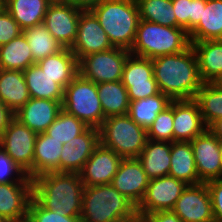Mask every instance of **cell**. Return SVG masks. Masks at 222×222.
<instances>
[{
    "instance_id": "6da1fadb",
    "label": "cell",
    "mask_w": 222,
    "mask_h": 222,
    "mask_svg": "<svg viewBox=\"0 0 222 222\" xmlns=\"http://www.w3.org/2000/svg\"><path fill=\"white\" fill-rule=\"evenodd\" d=\"M152 63L159 91L171 100L194 99L203 85L192 46L180 53L156 57Z\"/></svg>"
},
{
    "instance_id": "7a4b0ae2",
    "label": "cell",
    "mask_w": 222,
    "mask_h": 222,
    "mask_svg": "<svg viewBox=\"0 0 222 222\" xmlns=\"http://www.w3.org/2000/svg\"><path fill=\"white\" fill-rule=\"evenodd\" d=\"M84 184L76 172H49L33 179V198L45 209L80 217Z\"/></svg>"
},
{
    "instance_id": "3957f363",
    "label": "cell",
    "mask_w": 222,
    "mask_h": 222,
    "mask_svg": "<svg viewBox=\"0 0 222 222\" xmlns=\"http://www.w3.org/2000/svg\"><path fill=\"white\" fill-rule=\"evenodd\" d=\"M81 222H139L136 206L111 184L85 186Z\"/></svg>"
},
{
    "instance_id": "277c9868",
    "label": "cell",
    "mask_w": 222,
    "mask_h": 222,
    "mask_svg": "<svg viewBox=\"0 0 222 222\" xmlns=\"http://www.w3.org/2000/svg\"><path fill=\"white\" fill-rule=\"evenodd\" d=\"M113 47L132 48L140 21L136 0H104L90 10Z\"/></svg>"
},
{
    "instance_id": "5b68a950",
    "label": "cell",
    "mask_w": 222,
    "mask_h": 222,
    "mask_svg": "<svg viewBox=\"0 0 222 222\" xmlns=\"http://www.w3.org/2000/svg\"><path fill=\"white\" fill-rule=\"evenodd\" d=\"M191 46L188 32L181 27L162 26L140 19L132 55L154 59L185 51Z\"/></svg>"
},
{
    "instance_id": "8992f818",
    "label": "cell",
    "mask_w": 222,
    "mask_h": 222,
    "mask_svg": "<svg viewBox=\"0 0 222 222\" xmlns=\"http://www.w3.org/2000/svg\"><path fill=\"white\" fill-rule=\"evenodd\" d=\"M98 129L100 144L122 158H137L148 140L147 130L127 114L105 118Z\"/></svg>"
},
{
    "instance_id": "52a82bcc",
    "label": "cell",
    "mask_w": 222,
    "mask_h": 222,
    "mask_svg": "<svg viewBox=\"0 0 222 222\" xmlns=\"http://www.w3.org/2000/svg\"><path fill=\"white\" fill-rule=\"evenodd\" d=\"M62 109L83 121L88 127L99 128L105 119L97 84L79 73L64 88Z\"/></svg>"
},
{
    "instance_id": "ba28073f",
    "label": "cell",
    "mask_w": 222,
    "mask_h": 222,
    "mask_svg": "<svg viewBox=\"0 0 222 222\" xmlns=\"http://www.w3.org/2000/svg\"><path fill=\"white\" fill-rule=\"evenodd\" d=\"M130 51L120 47L91 53L78 61V73L94 83L121 81Z\"/></svg>"
},
{
    "instance_id": "9c48e42d",
    "label": "cell",
    "mask_w": 222,
    "mask_h": 222,
    "mask_svg": "<svg viewBox=\"0 0 222 222\" xmlns=\"http://www.w3.org/2000/svg\"><path fill=\"white\" fill-rule=\"evenodd\" d=\"M37 133L15 117L0 137V146L33 179V157Z\"/></svg>"
},
{
    "instance_id": "30bf717a",
    "label": "cell",
    "mask_w": 222,
    "mask_h": 222,
    "mask_svg": "<svg viewBox=\"0 0 222 222\" xmlns=\"http://www.w3.org/2000/svg\"><path fill=\"white\" fill-rule=\"evenodd\" d=\"M187 186L185 182L169 175L150 179L145 195L136 207L139 221L149 213L173 210Z\"/></svg>"
},
{
    "instance_id": "8fae6325",
    "label": "cell",
    "mask_w": 222,
    "mask_h": 222,
    "mask_svg": "<svg viewBox=\"0 0 222 222\" xmlns=\"http://www.w3.org/2000/svg\"><path fill=\"white\" fill-rule=\"evenodd\" d=\"M121 82L127 89L129 101L160 93L153 75L152 59L149 58L130 54L123 68Z\"/></svg>"
},
{
    "instance_id": "7c38bea8",
    "label": "cell",
    "mask_w": 222,
    "mask_h": 222,
    "mask_svg": "<svg viewBox=\"0 0 222 222\" xmlns=\"http://www.w3.org/2000/svg\"><path fill=\"white\" fill-rule=\"evenodd\" d=\"M199 181L207 183L222 178L220 139L208 128L190 141Z\"/></svg>"
},
{
    "instance_id": "4fadbf2b",
    "label": "cell",
    "mask_w": 222,
    "mask_h": 222,
    "mask_svg": "<svg viewBox=\"0 0 222 222\" xmlns=\"http://www.w3.org/2000/svg\"><path fill=\"white\" fill-rule=\"evenodd\" d=\"M183 222H215L206 183L188 185L172 210Z\"/></svg>"
},
{
    "instance_id": "5bb4252c",
    "label": "cell",
    "mask_w": 222,
    "mask_h": 222,
    "mask_svg": "<svg viewBox=\"0 0 222 222\" xmlns=\"http://www.w3.org/2000/svg\"><path fill=\"white\" fill-rule=\"evenodd\" d=\"M106 32L91 11H82L78 21L77 37L70 48L77 61L91 53L111 49Z\"/></svg>"
},
{
    "instance_id": "9a60e30c",
    "label": "cell",
    "mask_w": 222,
    "mask_h": 222,
    "mask_svg": "<svg viewBox=\"0 0 222 222\" xmlns=\"http://www.w3.org/2000/svg\"><path fill=\"white\" fill-rule=\"evenodd\" d=\"M82 11L72 4L48 6L43 25L63 48L72 47Z\"/></svg>"
},
{
    "instance_id": "2e32d148",
    "label": "cell",
    "mask_w": 222,
    "mask_h": 222,
    "mask_svg": "<svg viewBox=\"0 0 222 222\" xmlns=\"http://www.w3.org/2000/svg\"><path fill=\"white\" fill-rule=\"evenodd\" d=\"M149 180L138 158H123L111 185L137 207L145 195Z\"/></svg>"
},
{
    "instance_id": "e0dca14e",
    "label": "cell",
    "mask_w": 222,
    "mask_h": 222,
    "mask_svg": "<svg viewBox=\"0 0 222 222\" xmlns=\"http://www.w3.org/2000/svg\"><path fill=\"white\" fill-rule=\"evenodd\" d=\"M33 197V179L27 182L0 183V215L8 222H25Z\"/></svg>"
},
{
    "instance_id": "ac0fdd59",
    "label": "cell",
    "mask_w": 222,
    "mask_h": 222,
    "mask_svg": "<svg viewBox=\"0 0 222 222\" xmlns=\"http://www.w3.org/2000/svg\"><path fill=\"white\" fill-rule=\"evenodd\" d=\"M99 144V129L94 127H88L67 144H63L59 172L79 173Z\"/></svg>"
},
{
    "instance_id": "d6986e66",
    "label": "cell",
    "mask_w": 222,
    "mask_h": 222,
    "mask_svg": "<svg viewBox=\"0 0 222 222\" xmlns=\"http://www.w3.org/2000/svg\"><path fill=\"white\" fill-rule=\"evenodd\" d=\"M123 158L99 144L79 172L84 186L111 184Z\"/></svg>"
},
{
    "instance_id": "ffe728a7",
    "label": "cell",
    "mask_w": 222,
    "mask_h": 222,
    "mask_svg": "<svg viewBox=\"0 0 222 222\" xmlns=\"http://www.w3.org/2000/svg\"><path fill=\"white\" fill-rule=\"evenodd\" d=\"M62 102L30 98L14 117L37 134L45 132L62 110Z\"/></svg>"
},
{
    "instance_id": "44dd1931",
    "label": "cell",
    "mask_w": 222,
    "mask_h": 222,
    "mask_svg": "<svg viewBox=\"0 0 222 222\" xmlns=\"http://www.w3.org/2000/svg\"><path fill=\"white\" fill-rule=\"evenodd\" d=\"M207 129L194 100H174V141L190 142Z\"/></svg>"
},
{
    "instance_id": "7402d4cb",
    "label": "cell",
    "mask_w": 222,
    "mask_h": 222,
    "mask_svg": "<svg viewBox=\"0 0 222 222\" xmlns=\"http://www.w3.org/2000/svg\"><path fill=\"white\" fill-rule=\"evenodd\" d=\"M203 83H215L222 76V40L191 42Z\"/></svg>"
},
{
    "instance_id": "603a6c76",
    "label": "cell",
    "mask_w": 222,
    "mask_h": 222,
    "mask_svg": "<svg viewBox=\"0 0 222 222\" xmlns=\"http://www.w3.org/2000/svg\"><path fill=\"white\" fill-rule=\"evenodd\" d=\"M149 179L169 175L171 143L148 139L137 157Z\"/></svg>"
},
{
    "instance_id": "cb8c5ba5",
    "label": "cell",
    "mask_w": 222,
    "mask_h": 222,
    "mask_svg": "<svg viewBox=\"0 0 222 222\" xmlns=\"http://www.w3.org/2000/svg\"><path fill=\"white\" fill-rule=\"evenodd\" d=\"M36 64L63 89L78 74V61L70 48H63L58 53L39 60Z\"/></svg>"
},
{
    "instance_id": "d4e9b609",
    "label": "cell",
    "mask_w": 222,
    "mask_h": 222,
    "mask_svg": "<svg viewBox=\"0 0 222 222\" xmlns=\"http://www.w3.org/2000/svg\"><path fill=\"white\" fill-rule=\"evenodd\" d=\"M62 147L63 143L45 132L37 134L33 157V179L45 173L59 172Z\"/></svg>"
},
{
    "instance_id": "484cf974",
    "label": "cell",
    "mask_w": 222,
    "mask_h": 222,
    "mask_svg": "<svg viewBox=\"0 0 222 222\" xmlns=\"http://www.w3.org/2000/svg\"><path fill=\"white\" fill-rule=\"evenodd\" d=\"M22 71L0 69V100L16 113L30 99Z\"/></svg>"
},
{
    "instance_id": "4316f807",
    "label": "cell",
    "mask_w": 222,
    "mask_h": 222,
    "mask_svg": "<svg viewBox=\"0 0 222 222\" xmlns=\"http://www.w3.org/2000/svg\"><path fill=\"white\" fill-rule=\"evenodd\" d=\"M170 164L169 176L179 179L187 185L201 183L190 142L173 141L171 143Z\"/></svg>"
},
{
    "instance_id": "83f0119b",
    "label": "cell",
    "mask_w": 222,
    "mask_h": 222,
    "mask_svg": "<svg viewBox=\"0 0 222 222\" xmlns=\"http://www.w3.org/2000/svg\"><path fill=\"white\" fill-rule=\"evenodd\" d=\"M188 34L190 42L222 40V0H207L200 22Z\"/></svg>"
},
{
    "instance_id": "f1b7e54d",
    "label": "cell",
    "mask_w": 222,
    "mask_h": 222,
    "mask_svg": "<svg viewBox=\"0 0 222 222\" xmlns=\"http://www.w3.org/2000/svg\"><path fill=\"white\" fill-rule=\"evenodd\" d=\"M2 6L24 30L43 23L49 4L47 0H7Z\"/></svg>"
},
{
    "instance_id": "f546056e",
    "label": "cell",
    "mask_w": 222,
    "mask_h": 222,
    "mask_svg": "<svg viewBox=\"0 0 222 222\" xmlns=\"http://www.w3.org/2000/svg\"><path fill=\"white\" fill-rule=\"evenodd\" d=\"M22 72L31 98L63 101L64 89L46 75L36 63Z\"/></svg>"
},
{
    "instance_id": "4dcf8cb0",
    "label": "cell",
    "mask_w": 222,
    "mask_h": 222,
    "mask_svg": "<svg viewBox=\"0 0 222 222\" xmlns=\"http://www.w3.org/2000/svg\"><path fill=\"white\" fill-rule=\"evenodd\" d=\"M97 91L105 118L128 113L130 101L121 81L98 83Z\"/></svg>"
},
{
    "instance_id": "1f68e13d",
    "label": "cell",
    "mask_w": 222,
    "mask_h": 222,
    "mask_svg": "<svg viewBox=\"0 0 222 222\" xmlns=\"http://www.w3.org/2000/svg\"><path fill=\"white\" fill-rule=\"evenodd\" d=\"M35 63L27 38L23 33L0 46V69L24 71Z\"/></svg>"
},
{
    "instance_id": "d6a6232c",
    "label": "cell",
    "mask_w": 222,
    "mask_h": 222,
    "mask_svg": "<svg viewBox=\"0 0 222 222\" xmlns=\"http://www.w3.org/2000/svg\"><path fill=\"white\" fill-rule=\"evenodd\" d=\"M171 99L162 92L140 100L130 101L127 115L139 126L147 130L157 115L167 108Z\"/></svg>"
},
{
    "instance_id": "836d02e7",
    "label": "cell",
    "mask_w": 222,
    "mask_h": 222,
    "mask_svg": "<svg viewBox=\"0 0 222 222\" xmlns=\"http://www.w3.org/2000/svg\"><path fill=\"white\" fill-rule=\"evenodd\" d=\"M194 100L198 103L201 117L208 128L222 118V88L216 83H203Z\"/></svg>"
},
{
    "instance_id": "e575fe53",
    "label": "cell",
    "mask_w": 222,
    "mask_h": 222,
    "mask_svg": "<svg viewBox=\"0 0 222 222\" xmlns=\"http://www.w3.org/2000/svg\"><path fill=\"white\" fill-rule=\"evenodd\" d=\"M23 34L27 38L33 60L36 63L63 49L59 42L49 33L43 23L24 29Z\"/></svg>"
},
{
    "instance_id": "d590c367",
    "label": "cell",
    "mask_w": 222,
    "mask_h": 222,
    "mask_svg": "<svg viewBox=\"0 0 222 222\" xmlns=\"http://www.w3.org/2000/svg\"><path fill=\"white\" fill-rule=\"evenodd\" d=\"M140 19L162 26L176 27L172 0H136Z\"/></svg>"
},
{
    "instance_id": "8d00e7d4",
    "label": "cell",
    "mask_w": 222,
    "mask_h": 222,
    "mask_svg": "<svg viewBox=\"0 0 222 222\" xmlns=\"http://www.w3.org/2000/svg\"><path fill=\"white\" fill-rule=\"evenodd\" d=\"M87 128L88 126L83 121L62 109L45 133L53 139L67 144L68 141L83 133Z\"/></svg>"
},
{
    "instance_id": "74e56055",
    "label": "cell",
    "mask_w": 222,
    "mask_h": 222,
    "mask_svg": "<svg viewBox=\"0 0 222 222\" xmlns=\"http://www.w3.org/2000/svg\"><path fill=\"white\" fill-rule=\"evenodd\" d=\"M207 0H172L176 27L188 33L200 22Z\"/></svg>"
},
{
    "instance_id": "f35d334b",
    "label": "cell",
    "mask_w": 222,
    "mask_h": 222,
    "mask_svg": "<svg viewBox=\"0 0 222 222\" xmlns=\"http://www.w3.org/2000/svg\"><path fill=\"white\" fill-rule=\"evenodd\" d=\"M173 120L174 100L157 115L152 125L147 129L148 139L172 143L174 141Z\"/></svg>"
},
{
    "instance_id": "ab89813d",
    "label": "cell",
    "mask_w": 222,
    "mask_h": 222,
    "mask_svg": "<svg viewBox=\"0 0 222 222\" xmlns=\"http://www.w3.org/2000/svg\"><path fill=\"white\" fill-rule=\"evenodd\" d=\"M28 222H81L80 217H69L62 209L43 208L33 197L28 206Z\"/></svg>"
},
{
    "instance_id": "60d3db41",
    "label": "cell",
    "mask_w": 222,
    "mask_h": 222,
    "mask_svg": "<svg viewBox=\"0 0 222 222\" xmlns=\"http://www.w3.org/2000/svg\"><path fill=\"white\" fill-rule=\"evenodd\" d=\"M30 178L0 146V183L27 182Z\"/></svg>"
},
{
    "instance_id": "b9f144b4",
    "label": "cell",
    "mask_w": 222,
    "mask_h": 222,
    "mask_svg": "<svg viewBox=\"0 0 222 222\" xmlns=\"http://www.w3.org/2000/svg\"><path fill=\"white\" fill-rule=\"evenodd\" d=\"M23 33L10 13L0 5V46L7 44Z\"/></svg>"
},
{
    "instance_id": "7bdbcfd3",
    "label": "cell",
    "mask_w": 222,
    "mask_h": 222,
    "mask_svg": "<svg viewBox=\"0 0 222 222\" xmlns=\"http://www.w3.org/2000/svg\"><path fill=\"white\" fill-rule=\"evenodd\" d=\"M210 193L215 222H222V178L206 183Z\"/></svg>"
},
{
    "instance_id": "ee69618b",
    "label": "cell",
    "mask_w": 222,
    "mask_h": 222,
    "mask_svg": "<svg viewBox=\"0 0 222 222\" xmlns=\"http://www.w3.org/2000/svg\"><path fill=\"white\" fill-rule=\"evenodd\" d=\"M139 222H183L172 210L146 214Z\"/></svg>"
},
{
    "instance_id": "f6af8a7d",
    "label": "cell",
    "mask_w": 222,
    "mask_h": 222,
    "mask_svg": "<svg viewBox=\"0 0 222 222\" xmlns=\"http://www.w3.org/2000/svg\"><path fill=\"white\" fill-rule=\"evenodd\" d=\"M14 118V113L0 100V137Z\"/></svg>"
},
{
    "instance_id": "bcb514c9",
    "label": "cell",
    "mask_w": 222,
    "mask_h": 222,
    "mask_svg": "<svg viewBox=\"0 0 222 222\" xmlns=\"http://www.w3.org/2000/svg\"><path fill=\"white\" fill-rule=\"evenodd\" d=\"M104 0H72V5L83 11H90L95 6H98Z\"/></svg>"
},
{
    "instance_id": "7dc6e473",
    "label": "cell",
    "mask_w": 222,
    "mask_h": 222,
    "mask_svg": "<svg viewBox=\"0 0 222 222\" xmlns=\"http://www.w3.org/2000/svg\"><path fill=\"white\" fill-rule=\"evenodd\" d=\"M208 129L220 140H222V118L217 119L214 121Z\"/></svg>"
},
{
    "instance_id": "c3c4849f",
    "label": "cell",
    "mask_w": 222,
    "mask_h": 222,
    "mask_svg": "<svg viewBox=\"0 0 222 222\" xmlns=\"http://www.w3.org/2000/svg\"><path fill=\"white\" fill-rule=\"evenodd\" d=\"M49 5H69L72 4V0H47Z\"/></svg>"
},
{
    "instance_id": "681fc988",
    "label": "cell",
    "mask_w": 222,
    "mask_h": 222,
    "mask_svg": "<svg viewBox=\"0 0 222 222\" xmlns=\"http://www.w3.org/2000/svg\"><path fill=\"white\" fill-rule=\"evenodd\" d=\"M215 83L222 88V76Z\"/></svg>"
},
{
    "instance_id": "f907efd6",
    "label": "cell",
    "mask_w": 222,
    "mask_h": 222,
    "mask_svg": "<svg viewBox=\"0 0 222 222\" xmlns=\"http://www.w3.org/2000/svg\"><path fill=\"white\" fill-rule=\"evenodd\" d=\"M220 154H221V157H222V140H220Z\"/></svg>"
},
{
    "instance_id": "816d5d0a",
    "label": "cell",
    "mask_w": 222,
    "mask_h": 222,
    "mask_svg": "<svg viewBox=\"0 0 222 222\" xmlns=\"http://www.w3.org/2000/svg\"><path fill=\"white\" fill-rule=\"evenodd\" d=\"M0 222H8V221L0 215Z\"/></svg>"
},
{
    "instance_id": "f5cc1de1",
    "label": "cell",
    "mask_w": 222,
    "mask_h": 222,
    "mask_svg": "<svg viewBox=\"0 0 222 222\" xmlns=\"http://www.w3.org/2000/svg\"><path fill=\"white\" fill-rule=\"evenodd\" d=\"M7 0H0V5H3Z\"/></svg>"
}]
</instances>
